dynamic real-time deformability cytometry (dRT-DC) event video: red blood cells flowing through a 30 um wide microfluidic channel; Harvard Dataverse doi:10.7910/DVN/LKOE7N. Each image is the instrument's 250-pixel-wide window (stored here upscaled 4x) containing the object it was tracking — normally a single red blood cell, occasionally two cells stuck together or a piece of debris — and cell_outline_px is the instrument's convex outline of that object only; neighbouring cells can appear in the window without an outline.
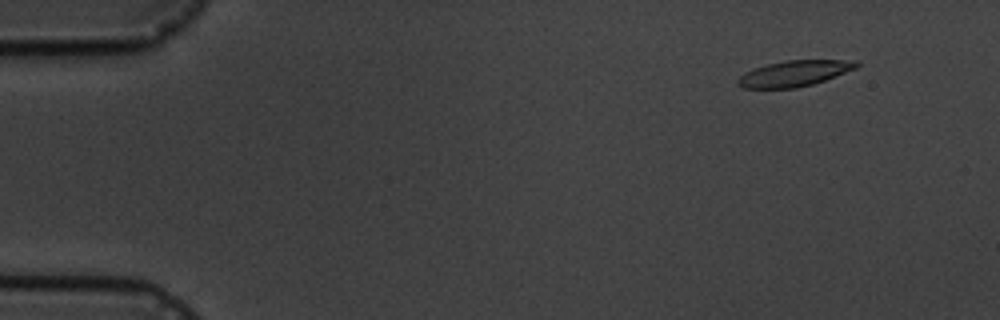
{"species": "common noctule bat (a hibernating species)", "species_latin": "Nyctalus noctula", "temperature_condition": "cold", "stored_images_in_passage": 5, "camera_frame_rate_fps": 3000, "um_per_image_px": 0.085, "animal": {"sex": "male", "body_mass_g": 19.5, "forearm_length_mm": 54.6}, "frame": {"image": 1, "passage_image": 2, "time_ms": 1.0, "image_size_px": [1000, 320], "cell_outline_px": [[860, 64], [856, 68], [824, 80], [812, 84], [796, 88], [744, 88], [736, 84], [736, 80], [744, 72], [768, 64], [788, 60], [856, 60]], "centroid_in_image_um": [67.5, 6.24], "position_along_channel_um": 17.5, "area_um2": 17.69}}
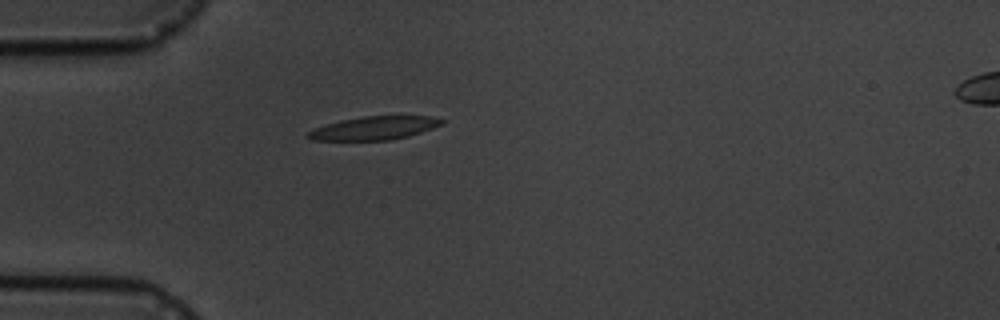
{"frame": {"image": 2, "passage_image": 5, "time_ms": 4.667, "image_size_px": [1000, 320], "cell_outline_px": [[448, 120], [432, 128], [408, 136], [392, 140], [312, 140], [304, 136], [308, 132], [316, 128], [340, 120], [364, 116], [432, 116]], "centroid_in_image_um": [31.82, 10.88], "position_along_channel_um": 53.2, "area_um2": 18.09}}